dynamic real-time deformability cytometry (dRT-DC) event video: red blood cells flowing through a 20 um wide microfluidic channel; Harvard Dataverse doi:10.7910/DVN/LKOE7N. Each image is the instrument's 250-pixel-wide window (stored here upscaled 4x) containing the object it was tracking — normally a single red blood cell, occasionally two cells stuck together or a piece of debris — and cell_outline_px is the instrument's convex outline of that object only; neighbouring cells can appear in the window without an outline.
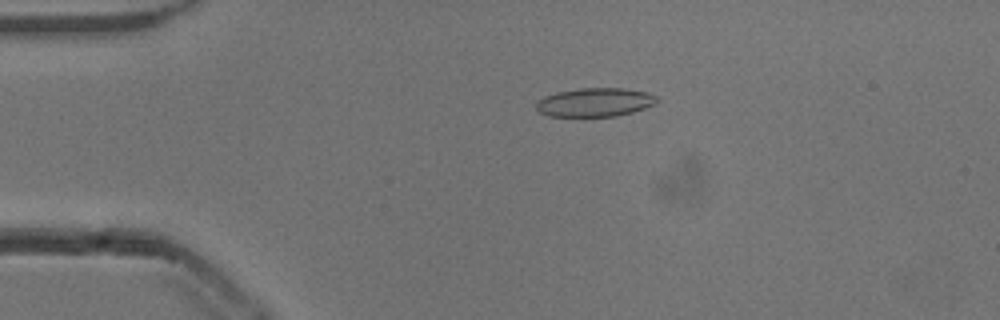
{"species": "common noctule bat (a hibernating species)", "species_latin": "Nyctalus noctula", "temperature_condition": "cold", "stored_images_in_passage": 53, "camera_frame_rate_fps": 3000, "um_per_image_px": 0.085, "animal": {"sex": "male", "body_mass_g": 13.3}, "frame": {"image": 1, "passage_image": 11, "time_ms": 3.333, "image_size_px": [1000, 320], "cell_outline_px": [[660, 100], [656, 104], [632, 112], [616, 116], [548, 116], [540, 112], [536, 108], [536, 100], [544, 96], [556, 92], [580, 88], [624, 88], [644, 92], [656, 96]], "centroid_in_image_um": [50.55, 8.69], "position_along_channel_um": 34.4, "area_um2": 20.23}}
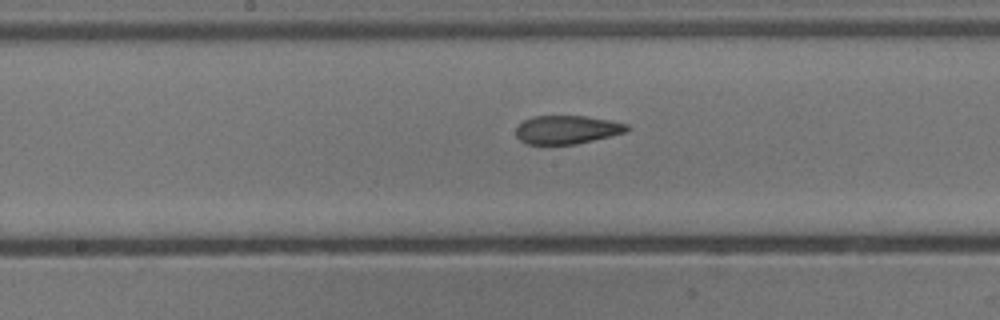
{"frame": {"image": 2, "passage_image": 27, "time_ms": 8.667, "image_size_px": [1000, 320], "cell_outline_px": [[628, 132], [576, 144], [528, 144], [520, 140], [516, 136], [516, 128], [524, 120], [532, 116], [584, 116], [612, 120], [628, 124]], "centroid_in_image_um": [48.21, 11.02], "position_along_channel_um": 200.0, "area_um2": 18.44}}
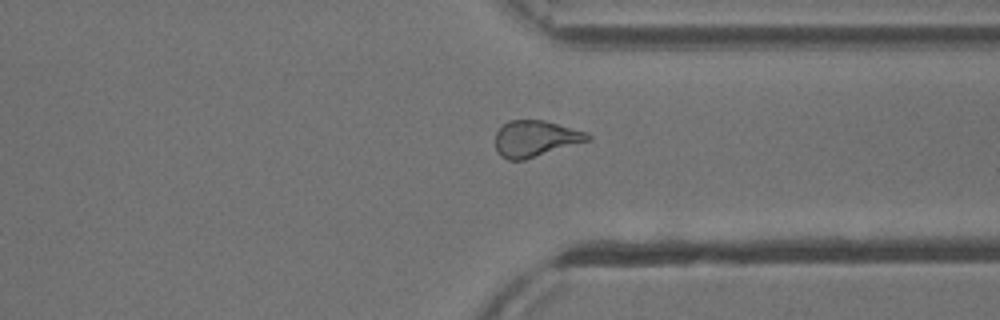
{"frame": {"image": 3, "passage_image": 40, "time_ms": 13.0, "image_size_px": [1000, 320], "cell_outline_px": [[592, 140], [524, 160], [508, 160], [500, 156], [496, 152], [496, 132], [508, 120], [544, 120], [588, 132], [592, 136]], "centroid_in_image_um": [45.54, 11.79], "position_along_channel_um": 365.9, "area_um2": 19.71}, "authors_computed_cell_mechanics": {"area_um2": 19.8832, "velocity_mm_per_s": 3.8411, "shape_relaxation_time_tau1_ms": null, "shape_relaxation_time_tau2_ms": 1.466, "deformation_change_tau1": null, "deformation_change_tau2": 0.0675}}